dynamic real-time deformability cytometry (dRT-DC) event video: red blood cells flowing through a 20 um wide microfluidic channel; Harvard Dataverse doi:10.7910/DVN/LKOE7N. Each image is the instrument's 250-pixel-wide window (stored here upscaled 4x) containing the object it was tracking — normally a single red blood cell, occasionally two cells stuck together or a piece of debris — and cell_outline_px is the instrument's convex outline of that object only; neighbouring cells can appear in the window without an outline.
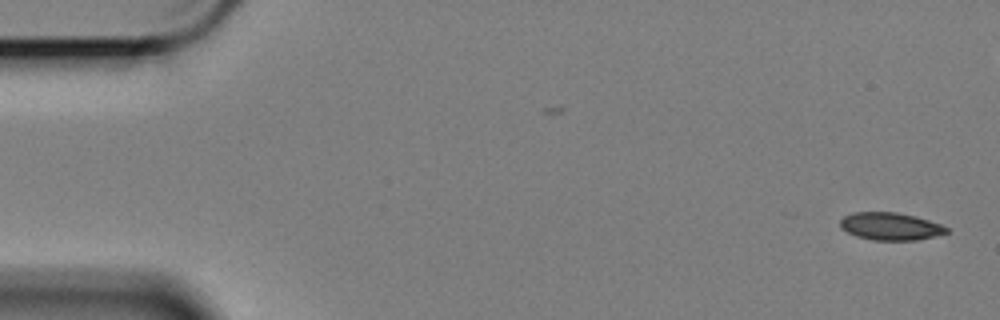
{"species": "Egyptian fruit bat (a non-hibernating species)", "species_latin": "Rousettus aegyptiacus", "temperature_condition": "cold", "stored_images_in_passage": 20, "camera_frame_rate_fps": 3000, "um_per_image_px": 0.085, "animal": {"sex": "female"}, "frame": {"image": 1, "passage_image": 1, "time_ms": 0.0, "image_size_px": [1000, 320], "cell_outline_px": [[948, 232], [916, 240], [872, 240], [856, 236], [840, 228], [840, 220], [844, 216], [852, 212], [896, 212], [916, 216], [940, 224], [948, 228]], "centroid_in_image_um": [75.64, 19.23], "position_along_channel_um": 9.4, "area_um2": 16.99}}